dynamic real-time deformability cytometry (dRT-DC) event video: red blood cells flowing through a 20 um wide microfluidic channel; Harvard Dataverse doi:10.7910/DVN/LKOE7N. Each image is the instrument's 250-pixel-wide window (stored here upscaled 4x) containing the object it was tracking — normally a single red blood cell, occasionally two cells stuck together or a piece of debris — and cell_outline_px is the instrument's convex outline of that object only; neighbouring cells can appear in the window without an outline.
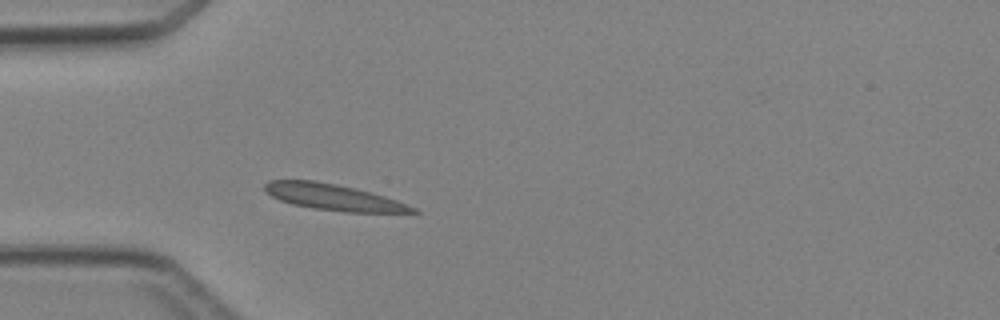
{"species": "Egyptian fruit bat (a non-hibernating species)", "species_latin": "Rousettus aegyptiacus", "temperature_condition": "cold", "stored_images_in_passage": 2, "camera_frame_rate_fps": 3000, "um_per_image_px": 0.085, "animal": {"sex": "female"}, "frame": {"image": 1, "passage_image": 2, "time_ms": 1.333, "image_size_px": [1000, 320], "cell_outline_px": [[420, 212], [344, 212], [312, 208], [292, 204], [280, 200], [264, 192], [264, 184], [268, 180], [316, 180], [356, 188], [372, 192], [396, 200], [416, 208]], "centroid_in_image_um": [28.29, 16.75], "position_along_channel_um": 56.7, "area_um2": 22.54}}